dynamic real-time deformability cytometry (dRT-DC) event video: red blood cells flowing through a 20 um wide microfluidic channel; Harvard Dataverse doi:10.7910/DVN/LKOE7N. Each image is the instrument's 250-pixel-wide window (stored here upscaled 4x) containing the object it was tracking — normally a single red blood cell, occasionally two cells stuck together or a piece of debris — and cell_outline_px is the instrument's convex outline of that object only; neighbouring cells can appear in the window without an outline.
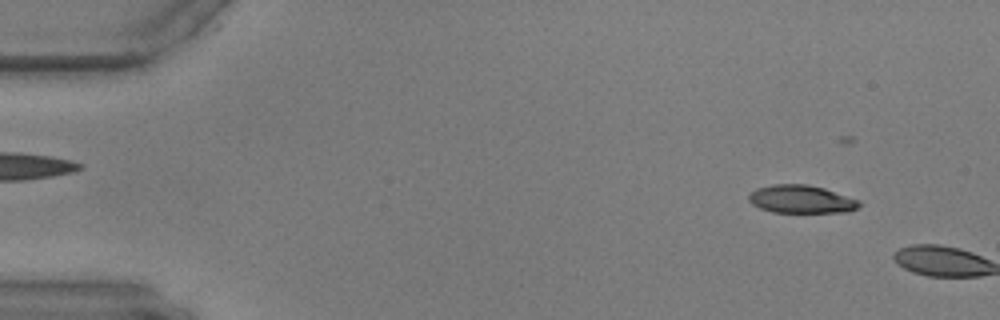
{"species": "common noctule bat (a hibernating species)", "species_latin": "Nyctalus noctula", "temperature_condition": "warm", "stored_images_in_passage": 7, "camera_frame_rate_fps": 3000, "um_per_image_px": 0.085, "animal": {"sex": "male", "body_mass_g": 17.9, "forearm_length_mm": 54.2}, "frame": {"image": 1, "passage_image": 5, "time_ms": 1.333, "image_size_px": [1000, 320], "cell_outline_px": [[860, 204], [856, 208], [848, 212], [772, 212], [760, 208], [752, 204], [748, 200], [748, 196], [756, 188], [772, 184], [808, 184], [824, 188], [860, 200]], "centroid_in_image_um": [68.09, 16.93], "position_along_channel_um": 16.9, "area_um2": 18.03}}